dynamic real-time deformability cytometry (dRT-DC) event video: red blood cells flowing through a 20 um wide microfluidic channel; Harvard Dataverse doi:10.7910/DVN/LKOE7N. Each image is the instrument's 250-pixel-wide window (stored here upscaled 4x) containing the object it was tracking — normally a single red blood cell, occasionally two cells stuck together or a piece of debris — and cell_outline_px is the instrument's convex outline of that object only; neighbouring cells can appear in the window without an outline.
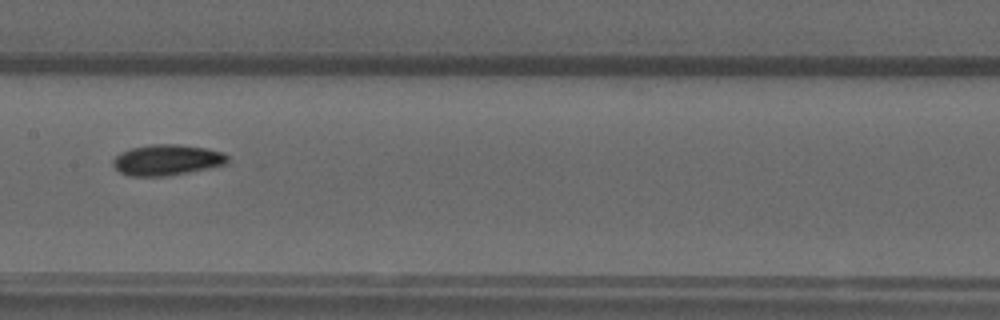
{"species": "common noctule bat (a hibernating species)", "species_latin": "Nyctalus noctula", "temperature_condition": "warm", "stored_images_in_passage": 21, "camera_frame_rate_fps": 3000, "um_per_image_px": 0.085, "animal": {"sex": "male", "forearm_length_mm": 52.5}, "frame": {"image": 1, "passage_image": 10, "time_ms": 3.0, "image_size_px": [1000, 320], "cell_outline_px": [[228, 164], [168, 176], [128, 176], [120, 172], [112, 164], [112, 160], [120, 152], [132, 148], [148, 144], [176, 144], [208, 148], [224, 152], [228, 156]], "centroid_in_image_um": [14.2, 13.59], "position_along_channel_um": 193.2, "area_um2": 20.75}}
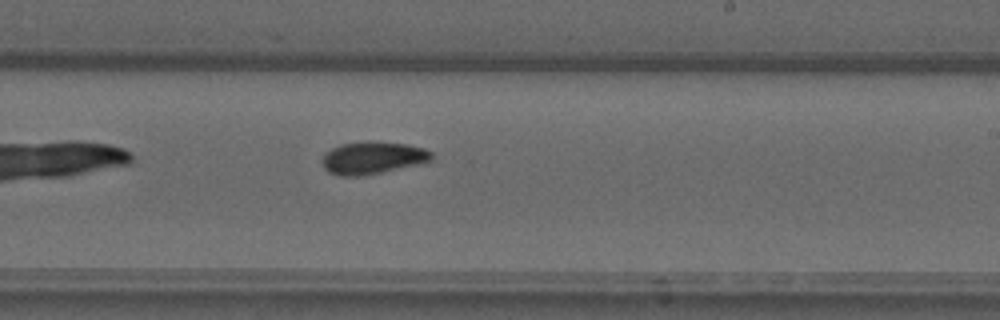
{"frame": {"image": 2, "passage_image": 15, "time_ms": 4.667, "image_size_px": [1000, 320], "cell_outline_px": [[432, 160], [380, 172], [360, 176], [340, 176], [328, 172], [324, 168], [324, 156], [332, 148], [340, 144], [368, 140], [376, 140], [408, 144], [424, 148], [432, 152]], "centroid_in_image_um": [31.67, 13.38], "position_along_channel_um": 257.3, "area_um2": 20.52}}
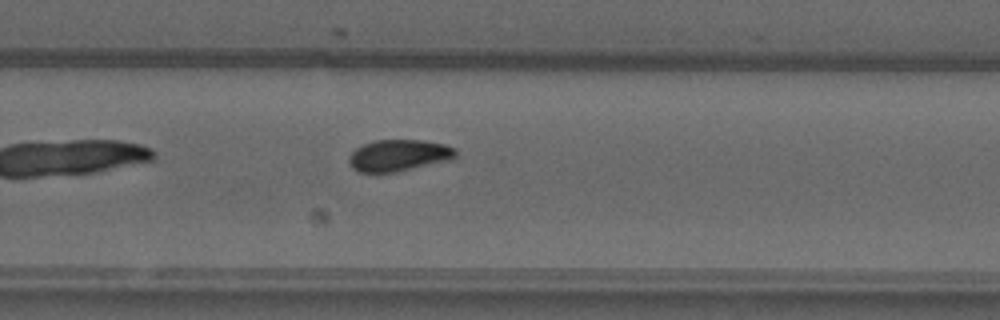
{"frame": {"image": 3, "passage_image": 18, "time_ms": 5.667, "image_size_px": [1000, 320], "cell_outline_px": [[456, 156], [452, 160], [396, 172], [356, 172], [352, 168], [348, 160], [348, 156], [356, 148], [364, 144], [376, 140], [424, 140], [444, 144], [456, 148]], "centroid_in_image_um": [33.9, 13.21], "position_along_channel_um": 295.9, "area_um2": 19.83}}